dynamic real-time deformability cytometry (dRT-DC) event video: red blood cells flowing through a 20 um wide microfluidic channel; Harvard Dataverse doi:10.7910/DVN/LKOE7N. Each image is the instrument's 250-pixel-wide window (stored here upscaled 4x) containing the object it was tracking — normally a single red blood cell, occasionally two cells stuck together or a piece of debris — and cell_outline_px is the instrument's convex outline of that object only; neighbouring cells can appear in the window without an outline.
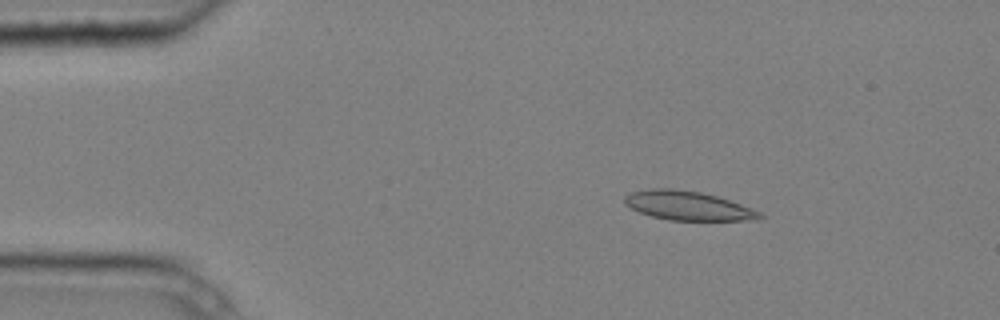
{"species": "common noctule bat (a hibernating species)", "species_latin": "Nyctalus noctula", "temperature_condition": "cold", "stored_images_in_passage": 3, "camera_frame_rate_fps": 3000, "um_per_image_px": 0.085, "animal": {"sex": "male", "body_mass_g": 20.4}, "frame": {"image": 1, "passage_image": 1, "time_ms": 0.0, "image_size_px": [1000, 320], "cell_outline_px": [[764, 216], [756, 220], [668, 220], [652, 216], [640, 212], [624, 204], [624, 196], [628, 192], [652, 188], [672, 188], [700, 192], [716, 196], [740, 204], [760, 212]], "centroid_in_image_um": [58.42, 17.48], "position_along_channel_um": 26.6, "area_um2": 22.77}}